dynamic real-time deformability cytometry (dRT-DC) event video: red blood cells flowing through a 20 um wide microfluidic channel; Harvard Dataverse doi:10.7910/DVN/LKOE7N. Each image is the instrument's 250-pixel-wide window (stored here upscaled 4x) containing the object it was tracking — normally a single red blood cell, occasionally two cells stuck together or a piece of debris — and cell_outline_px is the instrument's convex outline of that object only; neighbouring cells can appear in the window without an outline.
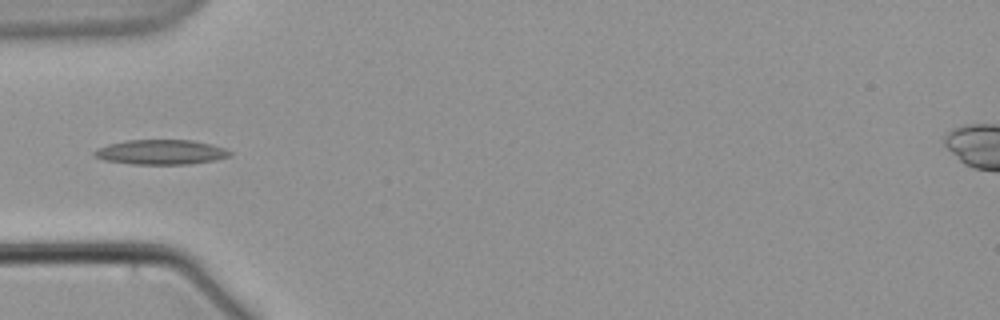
{"species": "common noctule bat (a hibernating species)", "species_latin": "Nyctalus noctula", "temperature_condition": "warm", "stored_images_in_passage": 10, "camera_frame_rate_fps": 3000, "um_per_image_px": 0.085, "animal": {"sex": "male", "body_mass_g": 21.5, "forearm_length_mm": 52.0}, "frame": {"image": 1, "passage_image": 6, "time_ms": 7.0, "image_size_px": [1000, 320], "cell_outline_px": [[232, 156], [216, 160], [188, 164], [132, 164], [104, 160], [92, 156], [92, 152], [108, 144], [128, 140], [192, 140], [224, 148], [232, 152]], "centroid_in_image_um": [13.67, 12.93], "position_along_channel_um": 71.3, "area_um2": 19.54}}
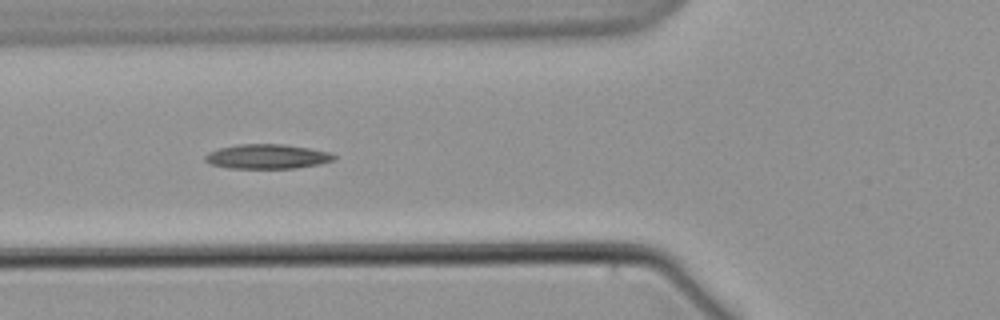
{"frame": {"image": 2, "passage_image": 7, "time_ms": 8.0, "image_size_px": [1000, 320], "cell_outline_px": [[336, 160], [320, 164], [296, 168], [228, 168], [208, 164], [204, 160], [204, 156], [208, 152], [220, 148], [240, 144], [284, 144], [332, 152], [336, 156]], "centroid_in_image_um": [22.72, 13.31], "position_along_channel_um": 103.1, "area_um2": 18.61}}